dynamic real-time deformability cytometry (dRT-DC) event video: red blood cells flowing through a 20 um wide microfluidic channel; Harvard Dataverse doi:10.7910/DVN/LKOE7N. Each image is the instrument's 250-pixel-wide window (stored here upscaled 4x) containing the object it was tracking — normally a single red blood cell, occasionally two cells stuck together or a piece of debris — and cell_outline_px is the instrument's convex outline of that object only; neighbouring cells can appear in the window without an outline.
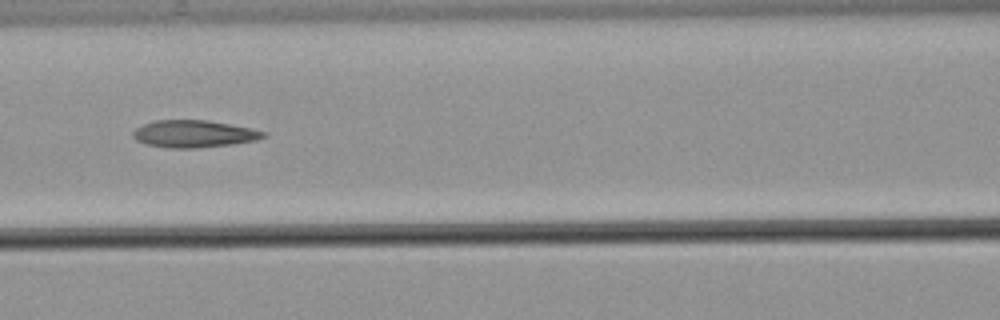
{"species": "common noctule bat (a hibernating species)", "species_latin": "Nyctalus noctula", "temperature_condition": "warm", "stored_images_in_passage": 36, "camera_frame_rate_fps": 3000, "um_per_image_px": 0.085, "animal": {"sex": "male", "body_mass_g": 21.5, "forearm_length_mm": 52.0}, "frame": {"image": 1, "passage_image": 11, "time_ms": 3.333, "image_size_px": [1000, 320], "cell_outline_px": [[268, 136], [256, 140], [232, 144], [196, 148], [172, 148], [144, 144], [136, 140], [132, 136], [132, 132], [136, 128], [144, 124], [156, 120], [204, 120], [228, 124], [248, 128], [264, 132]], "centroid_in_image_um": [16.43, 11.38], "position_along_channel_um": 150.2, "area_um2": 20.46}}